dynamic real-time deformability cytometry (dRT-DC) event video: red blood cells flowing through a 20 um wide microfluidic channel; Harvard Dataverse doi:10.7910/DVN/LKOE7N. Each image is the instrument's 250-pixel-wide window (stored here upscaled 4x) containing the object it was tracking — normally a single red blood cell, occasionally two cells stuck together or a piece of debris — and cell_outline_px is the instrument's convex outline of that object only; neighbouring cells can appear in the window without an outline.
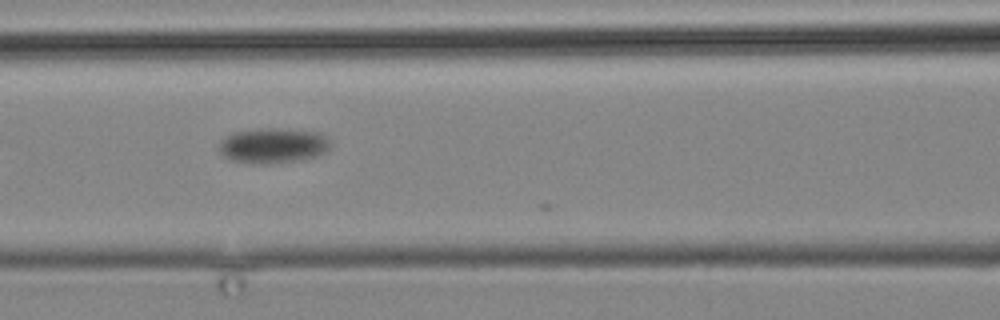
{"species": "common noctule bat (a hibernating species)", "species_latin": "Nyctalus noctula", "temperature_condition": "cold", "stored_images_in_passage": 6, "camera_frame_rate_fps": 3000, "um_per_image_px": 0.085, "animal": {"sex": "male", "body_mass_g": 19.2, "forearm_length_mm": 51.8}, "frame": {"image": 1, "passage_image": 5, "time_ms": 4.333, "image_size_px": [1000, 320], "cell_outline_px": [[332, 144], [324, 152], [316, 156], [304, 160], [268, 164], [252, 164], [228, 160], [220, 152], [220, 140], [232, 132], [260, 128], [280, 128], [320, 132], [328, 136], [332, 140]], "centroid_in_image_um": [23.23, 12.37], "position_along_channel_um": 143.4, "area_um2": 23.47}}
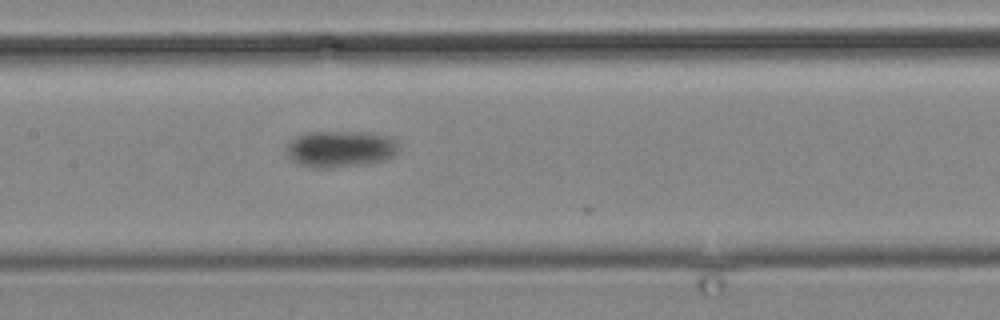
{"frame": {"image": 2, "passage_image": 6, "time_ms": 5.667, "image_size_px": [1000, 320], "cell_outline_px": [[400, 152], [388, 160], [364, 164], [332, 168], [324, 168], [300, 164], [292, 160], [288, 156], [288, 144], [292, 140], [300, 136], [312, 132], [368, 132], [392, 136], [396, 140], [400, 148]], "centroid_in_image_um": [29.07, 12.66], "position_along_channel_um": 178.3, "area_um2": 23.93}}